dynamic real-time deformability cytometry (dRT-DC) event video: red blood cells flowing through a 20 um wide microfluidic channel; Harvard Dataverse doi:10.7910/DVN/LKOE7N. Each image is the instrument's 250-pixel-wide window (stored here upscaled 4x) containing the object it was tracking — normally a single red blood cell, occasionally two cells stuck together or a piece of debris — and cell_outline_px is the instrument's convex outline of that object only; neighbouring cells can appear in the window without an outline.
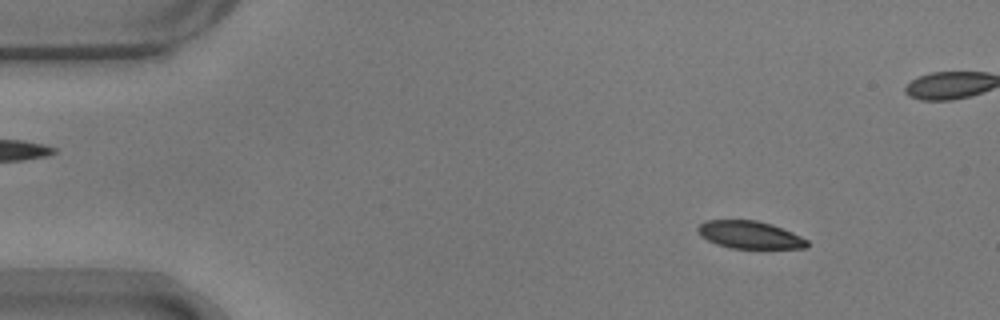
{"species": "common noctule bat (a hibernating species)", "species_latin": "Nyctalus noctula", "temperature_condition": "warm", "stored_images_in_passage": 55, "camera_frame_rate_fps": 3000, "um_per_image_px": 0.085, "animal": {"sex": "male", "body_mass_g": 17.9}, "frame": {"image": 1, "passage_image": 6, "time_ms": 1.667, "image_size_px": [1000, 320], "cell_outline_px": [[808, 248], [732, 248], [716, 244], [700, 236], [696, 232], [696, 228], [704, 220], [756, 220], [772, 224], [792, 232], [808, 240]], "centroid_in_image_um": [63.69, 19.95], "position_along_channel_um": 21.3, "area_um2": 17.63}}
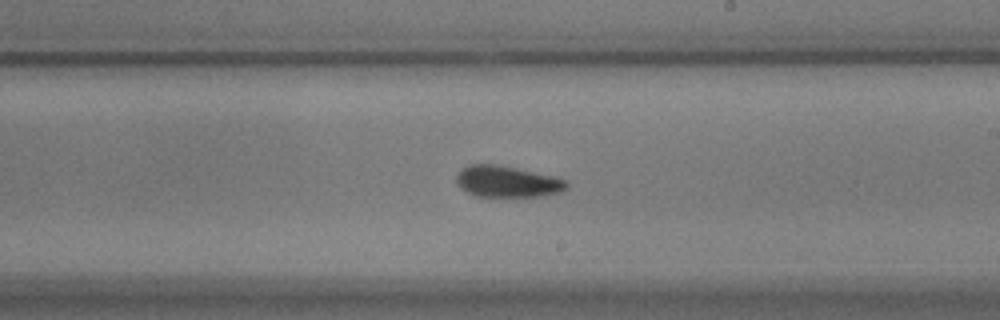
{"frame": {"image": 2, "passage_image": 31, "time_ms": 10.0, "image_size_px": [1000, 320], "cell_outline_px": [[568, 188], [564, 192], [544, 196], [476, 196], [460, 188], [456, 180], [456, 176], [460, 168], [468, 164], [500, 164], [556, 176], [568, 180]], "centroid_in_image_um": [43.16, 15.42], "position_along_channel_um": 245.8, "area_um2": 20.63}}
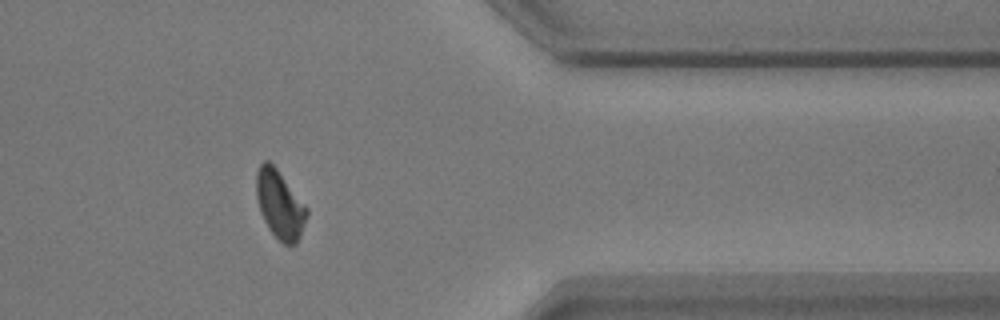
{"frame": {"image": 3, "passage_image": 44, "time_ms": 14.333, "image_size_px": [1000, 320], "cell_outline_px": [[308, 212], [300, 236], [296, 244], [284, 244], [268, 228], [260, 212], [256, 196], [256, 172], [260, 164], [264, 160], [268, 160], [276, 168], [308, 208]], "centroid_in_image_um": [23.77, 17.37], "position_along_channel_um": 387.6, "area_um2": 19.83}, "authors_computed_cell_mechanics": {"area_um2": 19.7676, "velocity_mm_per_s": 3.6752, "shape_relaxation_time_tau1_ms": 3.9015, "shape_relaxation_time_tau2_ms": 2.4121, "deformation_change_tau1": 0.1231, "deformation_change_tau2": 0.0788}}